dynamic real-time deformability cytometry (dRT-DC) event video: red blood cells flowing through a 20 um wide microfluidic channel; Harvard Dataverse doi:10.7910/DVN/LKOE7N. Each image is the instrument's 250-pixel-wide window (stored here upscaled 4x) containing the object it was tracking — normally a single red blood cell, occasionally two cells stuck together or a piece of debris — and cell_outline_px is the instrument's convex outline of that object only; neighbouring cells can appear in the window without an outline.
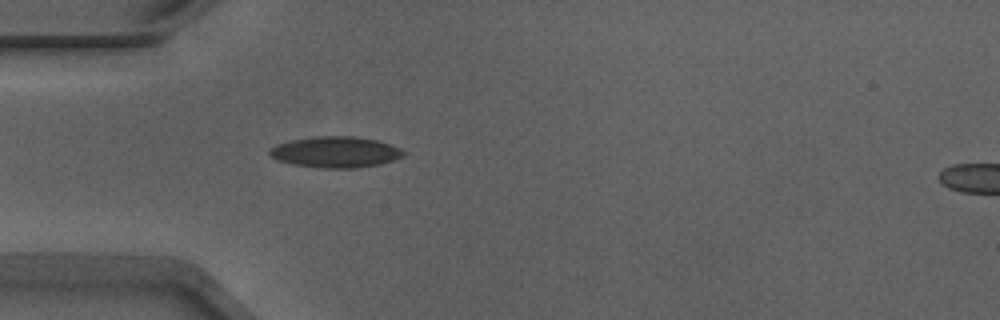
{"species": "Egyptian fruit bat (a non-hibernating species)", "species_latin": "Rousettus aegyptiacus", "temperature_condition": "warm", "stored_images_in_passage": 38, "camera_frame_rate_fps": 3000, "um_per_image_px": 0.085, "animal": {"sex": "male"}, "frame": {"image": 1, "passage_image": 1, "time_ms": 0.0, "image_size_px": [1000, 320], "cell_outline_px": [[404, 156], [380, 164], [356, 168], [316, 168], [292, 164], [276, 160], [268, 152], [268, 148], [292, 140], [320, 136], [352, 136], [376, 140], [392, 144], [400, 148], [404, 152]], "centroid_in_image_um": [28.52, 12.93], "position_along_channel_um": 56.5, "area_um2": 24.16}}
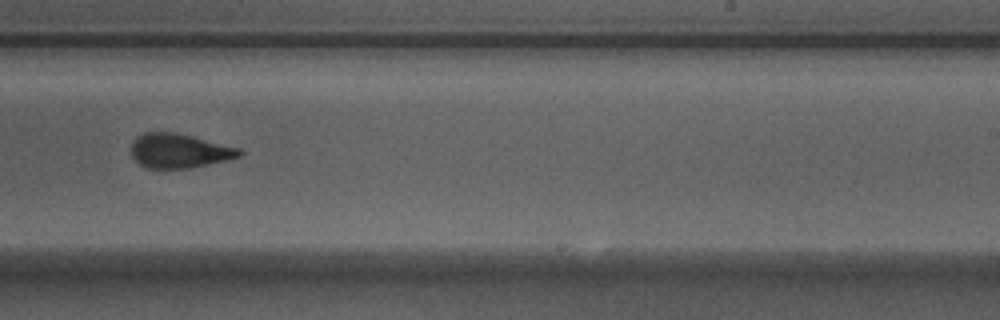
{"frame": {"image": 2, "passage_image": 18, "time_ms": 5.667, "image_size_px": [1000, 320], "cell_outline_px": [[244, 152], [240, 156], [228, 160], [188, 168], [144, 168], [132, 156], [132, 144], [136, 136], [144, 132], [176, 132], [240, 148]], "centroid_in_image_um": [15.24, 12.81], "position_along_channel_um": 273.8, "area_um2": 21.62}}
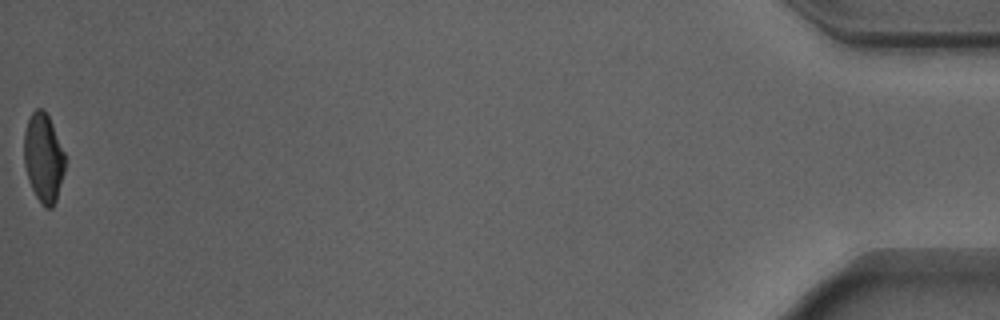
{"frame": {"image": 3, "passage_image": 38, "time_ms": 12.333, "image_size_px": [1000, 320], "cell_outline_px": [[64, 172], [56, 200], [52, 208], [44, 208], [40, 204], [28, 180], [24, 164], [24, 132], [28, 120], [32, 112], [36, 108], [44, 108], [52, 124], [64, 152]], "centroid_in_image_um": [3.68, 13.42], "position_along_channel_um": 431.5, "area_um2": 21.15}, "authors_computed_cell_mechanics": {"area_um2": 22.4842, "velocity_mm_per_s": 3.9188, "shape_relaxation_time_tau1_ms": 3.8935, "shape_relaxation_time_tau2_ms": 1.5911, "deformation_change_tau1": 0.1483, "deformation_change_tau2": 0.0813}}